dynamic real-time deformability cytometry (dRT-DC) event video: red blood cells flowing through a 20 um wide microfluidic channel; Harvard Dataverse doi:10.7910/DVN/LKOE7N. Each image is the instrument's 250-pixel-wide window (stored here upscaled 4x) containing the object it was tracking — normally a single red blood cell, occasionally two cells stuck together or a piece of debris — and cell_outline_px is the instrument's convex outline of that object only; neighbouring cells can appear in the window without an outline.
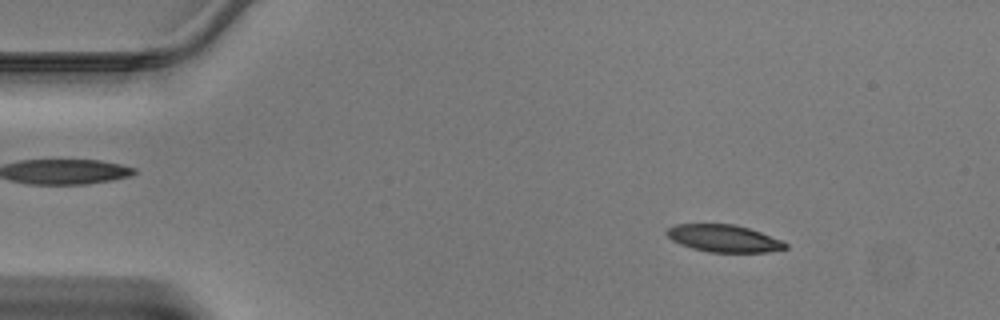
{"species": "Egyptian fruit bat (a non-hibernating species)", "species_latin": "Rousettus aegyptiacus", "temperature_condition": "warm", "stored_images_in_passage": 45, "camera_frame_rate_fps": 3000, "um_per_image_px": 0.085, "animal": {"sex": "male"}, "frame": {"image": 1, "passage_image": 6, "time_ms": 1.667, "image_size_px": [1000, 320], "cell_outline_px": [[788, 248], [768, 252], [708, 252], [692, 248], [680, 244], [672, 240], [664, 232], [668, 228], [676, 224], [736, 224], [760, 232], [780, 240], [788, 244]], "centroid_in_image_um": [61.51, 20.26], "position_along_channel_um": 23.5, "area_um2": 18.79}}
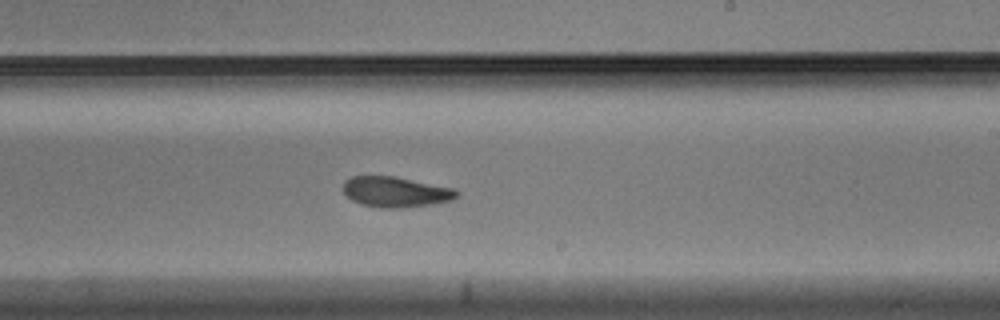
{"frame": {"image": 2, "passage_image": 27, "time_ms": 8.667, "image_size_px": [1000, 320], "cell_outline_px": [[460, 196], [452, 200], [432, 204], [404, 208], [380, 208], [360, 204], [352, 200], [344, 192], [344, 180], [352, 176], [396, 176], [456, 188], [460, 192]], "centroid_in_image_um": [33.69, 16.31], "position_along_channel_um": 255.3, "area_um2": 20.52}}
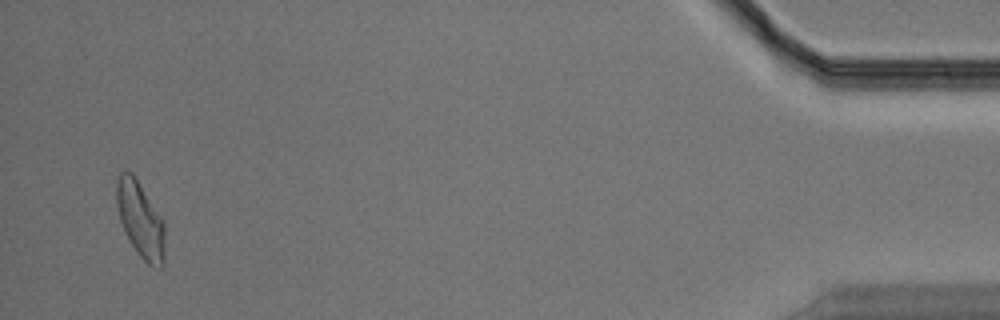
{"frame": {"image": 3, "passage_image": 44, "time_ms": 14.333, "image_size_px": [1000, 320], "cell_outline_px": [[164, 268], [160, 268], [148, 264], [140, 256], [132, 244], [120, 220], [116, 200], [116, 184], [120, 172], [132, 172], [164, 224]], "centroid_in_image_um": [11.93, 18.7], "position_along_channel_um": 423.3, "area_um2": 20.63}}